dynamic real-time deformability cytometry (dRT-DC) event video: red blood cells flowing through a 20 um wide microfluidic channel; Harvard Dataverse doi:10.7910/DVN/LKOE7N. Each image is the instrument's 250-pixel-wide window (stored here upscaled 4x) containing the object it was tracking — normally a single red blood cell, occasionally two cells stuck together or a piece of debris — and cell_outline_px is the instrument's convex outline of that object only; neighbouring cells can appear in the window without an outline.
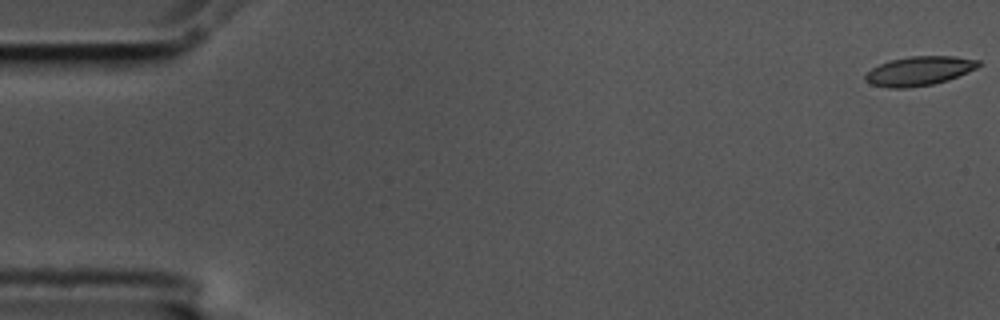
{"species": "common noctule bat (a hibernating species)", "species_latin": "Nyctalus noctula", "temperature_condition": "cold", "stored_images_in_passage": 55, "camera_frame_rate_fps": 3000, "um_per_image_px": 0.085, "animal": {"sex": "male", "body_mass_g": 17.5, "forearm_length_mm": 52.3}, "frame": {"image": 1, "passage_image": 1, "time_ms": 0.0, "image_size_px": [1000, 320], "cell_outline_px": [[980, 64], [976, 68], [968, 72], [948, 80], [932, 84], [908, 88], [888, 88], [872, 84], [864, 80], [864, 76], [872, 68], [880, 64], [892, 60], [908, 56], [956, 56], [980, 60]], "centroid_in_image_um": [78.14, 6.03], "position_along_channel_um": 6.9, "area_um2": 19.19}}
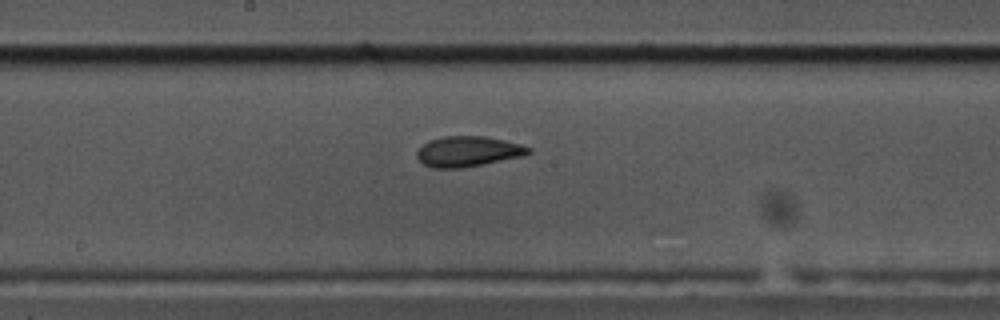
{"frame": {"image": 2, "passage_image": 30, "time_ms": 9.667, "image_size_px": [1000, 320], "cell_outline_px": [[532, 152], [524, 156], [464, 168], [432, 168], [424, 164], [416, 156], [416, 152], [428, 140], [444, 136], [484, 136], [504, 140], [520, 144], [532, 148]], "centroid_in_image_um": [39.8, 12.88], "position_along_channel_um": 208.4, "area_um2": 19.88}}
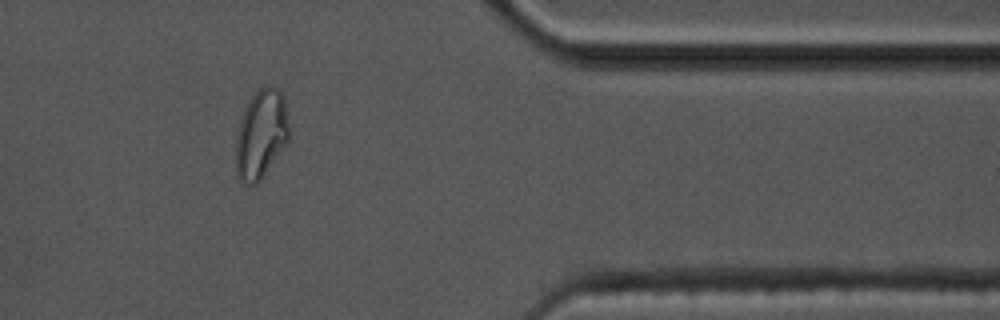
{"frame": {"image": 3, "passage_image": 47, "time_ms": 15.333, "image_size_px": [1000, 320], "cell_outline_px": [[288, 140], [260, 180], [256, 184], [248, 188], [240, 180], [236, 172], [236, 136], [248, 100], [260, 88], [268, 84], [272, 84], [284, 96], [288, 124]], "centroid_in_image_um": [22.18, 11.42], "position_along_channel_um": 389.2, "area_um2": 27.34}}